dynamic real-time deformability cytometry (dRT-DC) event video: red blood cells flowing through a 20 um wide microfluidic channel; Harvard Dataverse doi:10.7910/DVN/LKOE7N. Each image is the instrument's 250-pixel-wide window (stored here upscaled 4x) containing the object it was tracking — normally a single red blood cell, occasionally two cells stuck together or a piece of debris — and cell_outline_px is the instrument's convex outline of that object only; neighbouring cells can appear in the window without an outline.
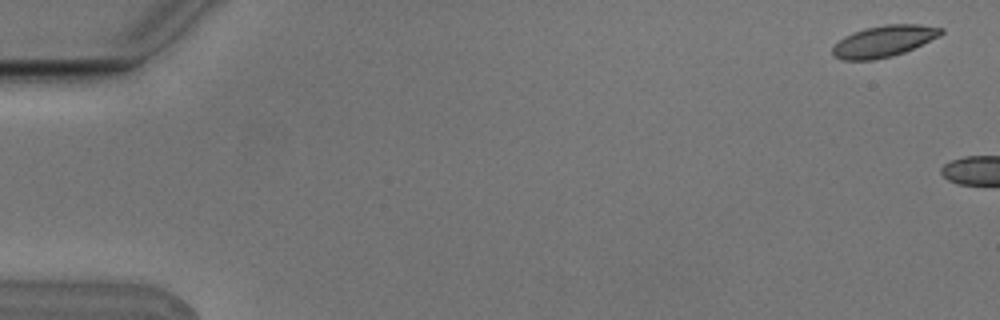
{"species": "Egyptian fruit bat (a non-hibernating species)", "species_latin": "Rousettus aegyptiacus", "temperature_condition": "cold", "stored_images_in_passage": 2, "camera_frame_rate_fps": 3000, "um_per_image_px": 0.085, "animal": {"sex": "male"}, "frame": {"image": 1, "passage_image": 1, "time_ms": 0.0, "image_size_px": [1000, 320], "cell_outline_px": [[944, 32], [940, 36], [904, 52], [892, 56], [876, 60], [840, 60], [832, 56], [832, 48], [844, 36], [852, 32], [884, 24], [920, 24], [944, 28]], "centroid_in_image_um": [75.12, 3.51], "position_along_channel_um": 9.9, "area_um2": 19.94}}